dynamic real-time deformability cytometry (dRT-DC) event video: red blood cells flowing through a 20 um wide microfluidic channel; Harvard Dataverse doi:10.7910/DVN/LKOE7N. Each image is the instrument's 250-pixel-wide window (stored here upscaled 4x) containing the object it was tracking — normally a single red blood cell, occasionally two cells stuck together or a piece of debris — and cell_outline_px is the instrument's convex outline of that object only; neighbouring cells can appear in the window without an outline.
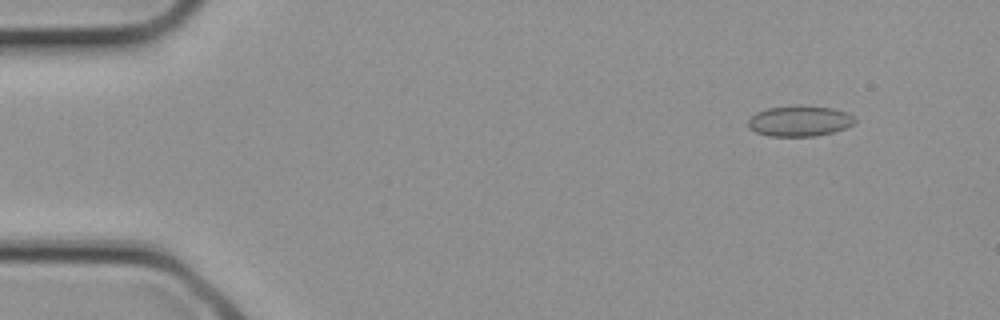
{"species": "common noctule bat (a hibernating species)", "species_latin": "Nyctalus noctula", "temperature_condition": "cold", "stored_images_in_passage": 2, "camera_frame_rate_fps": 3000, "um_per_image_px": 0.085, "animal": {"sex": "female", "body_mass_g": 21.9}, "frame": {"image": 1, "passage_image": 1, "time_ms": 0.0, "image_size_px": [1000, 320], "cell_outline_px": [[856, 120], [852, 124], [844, 128], [832, 132], [816, 136], [768, 136], [756, 132], [748, 128], [748, 120], [756, 112], [768, 108], [792, 104], [804, 104], [832, 108], [848, 112], [856, 116]], "centroid_in_image_um": [67.96, 10.26], "position_along_channel_um": 17.0, "area_um2": 19.48}}
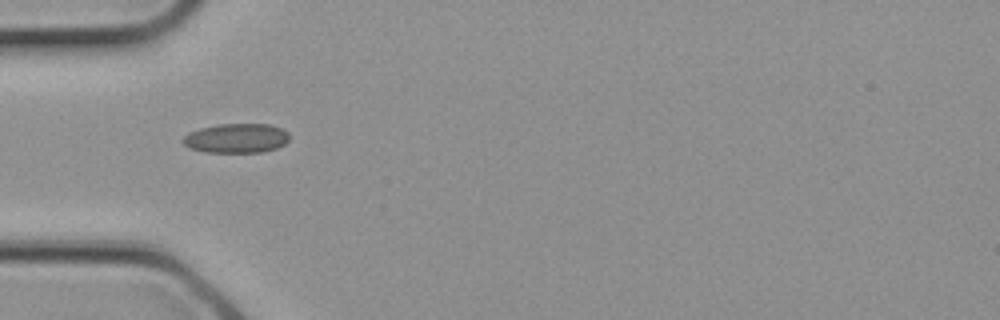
{"frame": {"image": 2, "passage_image": 2, "time_ms": 0.333, "image_size_px": [1000, 320], "cell_outline_px": [[288, 140], [284, 144], [276, 148], [260, 152], [208, 152], [188, 148], [180, 140], [188, 132], [200, 128], [220, 124], [268, 124], [280, 128], [288, 132]], "centroid_in_image_um": [20.05, 11.75], "position_along_channel_um": 64.9, "area_um2": 18.21}}